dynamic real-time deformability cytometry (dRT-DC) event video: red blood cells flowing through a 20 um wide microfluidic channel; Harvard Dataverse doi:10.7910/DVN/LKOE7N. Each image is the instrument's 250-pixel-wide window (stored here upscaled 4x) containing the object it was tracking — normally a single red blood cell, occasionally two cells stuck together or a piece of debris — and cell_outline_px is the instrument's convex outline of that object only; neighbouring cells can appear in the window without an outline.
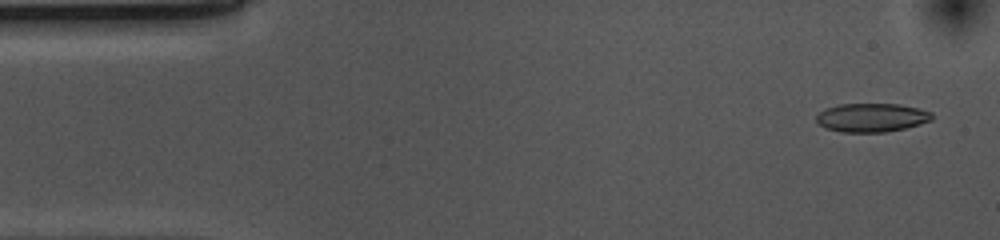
{"species": "common noctule bat (a hibernating species)", "species_latin": "Nyctalus noctula", "temperature_condition": "cold", "stored_images_in_passage": 52, "camera_frame_rate_fps": 3000, "um_per_image_px": 0.085, "animal": {"sex": "female", "body_mass_g": 10.0, "forearm_length_mm": 53.1}, "frame": {"image": 1, "passage_image": 2, "time_ms": 0.333, "image_size_px": [1000, 240], "cell_outline_px": [[932, 120], [920, 124], [904, 128], [884, 132], [840, 132], [824, 128], [816, 120], [816, 116], [820, 112], [828, 108], [840, 104], [900, 104], [932, 112]], "centroid_in_image_um": [74.08, 10.0], "position_along_channel_um": 10.9, "area_um2": 19.19}}
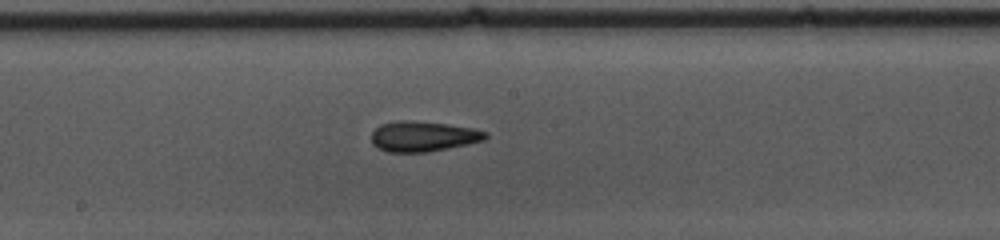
{"frame": {"image": 2, "passage_image": 26, "time_ms": 8.333, "image_size_px": [1000, 240], "cell_outline_px": [[488, 136], [484, 140], [468, 144], [428, 152], [388, 152], [376, 148], [372, 144], [372, 132], [380, 124], [396, 120], [404, 120], [448, 124], [472, 128], [488, 132]], "centroid_in_image_um": [35.94, 11.59], "position_along_channel_um": 212.3, "area_um2": 20.23}}
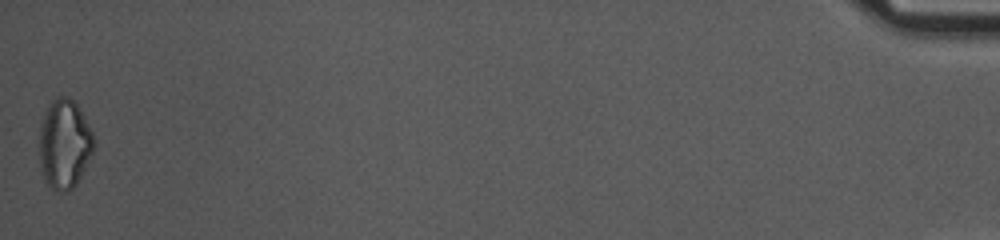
{"frame": {"image": 3, "passage_image": 52, "time_ms": 17.0, "image_size_px": [1000, 240], "cell_outline_px": [[96, 144], [76, 184], [68, 192], [56, 192], [48, 184], [44, 176], [40, 164], [40, 120], [44, 112], [52, 100], [56, 96], [68, 96], [76, 104], [84, 116], [92, 132]], "centroid_in_image_um": [5.47, 12.22], "position_along_channel_um": 429.7, "area_um2": 28.26}, "authors_computed_cell_mechanics": {"area_um2": 19.7098, "velocity_mm_per_s": 3.7013, "shape_relaxation_time_tau1_ms": null, "shape_relaxation_time_tau2_ms": 2.4061, "deformation_change_tau1": null, "deformation_change_tau2": 0.0938}}